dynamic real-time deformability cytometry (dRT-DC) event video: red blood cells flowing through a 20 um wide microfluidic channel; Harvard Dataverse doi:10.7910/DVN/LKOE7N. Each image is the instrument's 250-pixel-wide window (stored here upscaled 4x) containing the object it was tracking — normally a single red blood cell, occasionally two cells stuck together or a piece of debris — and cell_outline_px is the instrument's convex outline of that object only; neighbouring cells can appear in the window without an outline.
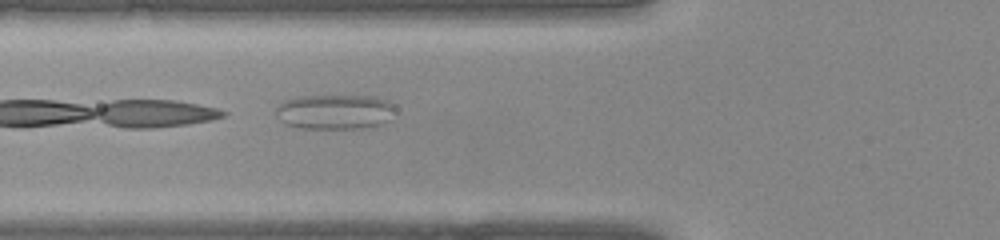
{"species": "common noctule bat (a hibernating species)", "species_latin": "Nyctalus noctula", "temperature_condition": "warm", "stored_images_in_passage": 7, "camera_frame_rate_fps": 3000, "um_per_image_px": 0.085, "animal": {"sex": "female", "body_mass_g": 22.0, "forearm_length_mm": 56.7}, "frame": {"image": 1, "passage_image": 7, "time_ms": 2.0, "image_size_px": [1000, 240], "cell_outline_px": [[396, 108], [388, 120], [380, 124], [360, 128], [300, 128], [288, 124], [280, 120], [276, 116], [276, 108], [284, 100], [300, 96], [372, 96], [388, 100]], "centroid_in_image_um": [28.45, 9.49], "position_along_channel_um": 97.3, "area_um2": 24.1}}